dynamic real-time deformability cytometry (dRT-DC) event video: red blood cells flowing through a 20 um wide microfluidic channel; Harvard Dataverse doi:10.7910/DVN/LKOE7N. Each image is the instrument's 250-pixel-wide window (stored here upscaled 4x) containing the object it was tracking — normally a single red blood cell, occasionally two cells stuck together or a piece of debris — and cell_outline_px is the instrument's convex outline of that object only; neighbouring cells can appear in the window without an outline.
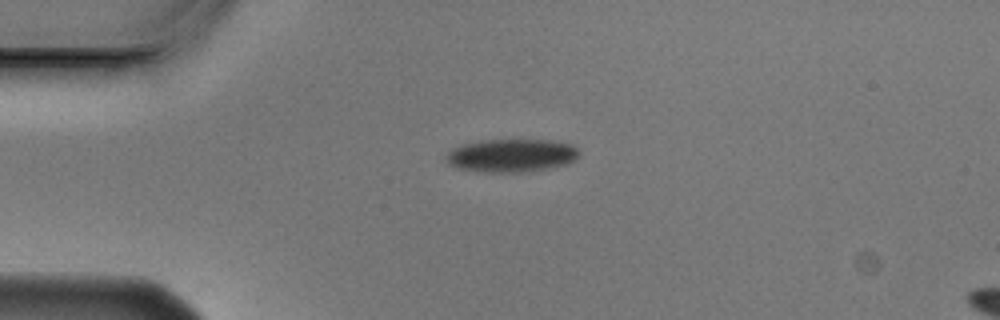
{"species": "Egyptian fruit bat (a non-hibernating species)", "species_latin": "Rousettus aegyptiacus", "temperature_condition": "cold", "stored_images_in_passage": 2, "camera_frame_rate_fps": 3000, "um_per_image_px": 0.085, "animal": {"sex": "male"}, "frame": {"image": 1, "passage_image": 1, "time_ms": 0.0, "image_size_px": [1000, 320], "cell_outline_px": [[576, 156], [568, 164], [548, 168], [524, 172], [484, 172], [456, 168], [448, 164], [444, 160], [444, 156], [452, 148], [464, 144], [484, 140], [548, 140], [572, 144], [576, 148]], "centroid_in_image_um": [43.39, 13.22], "position_along_channel_um": 41.6, "area_um2": 25.55}}